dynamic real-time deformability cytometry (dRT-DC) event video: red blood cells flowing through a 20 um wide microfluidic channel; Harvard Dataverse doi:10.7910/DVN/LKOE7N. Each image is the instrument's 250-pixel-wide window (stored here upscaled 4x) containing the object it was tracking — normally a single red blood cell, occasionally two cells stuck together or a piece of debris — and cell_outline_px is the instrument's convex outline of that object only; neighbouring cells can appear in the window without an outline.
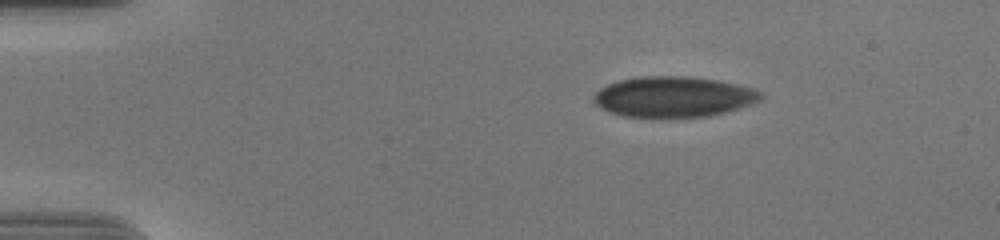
{"species": "human", "species_latin": "Homo sapiens", "temperature_condition": "cold", "stored_images_in_passage": 44, "camera_frame_rate_fps": 3000, "um_per_image_px": 0.085, "donor": {"sex": "male"}, "frame": {"image": 1, "passage_image": 1, "time_ms": 0.0, "image_size_px": [1000, 240], "cell_outline_px": [[764, 96], [760, 100], [752, 104], [724, 112], [708, 116], [624, 116], [608, 112], [600, 108], [592, 100], [592, 96], [600, 88], [608, 84], [620, 80], [640, 76], [688, 76], [720, 80], [756, 88], [764, 92]], "centroid_in_image_um": [57.28, 8.2], "position_along_channel_um": 27.7, "area_um2": 39.59}}
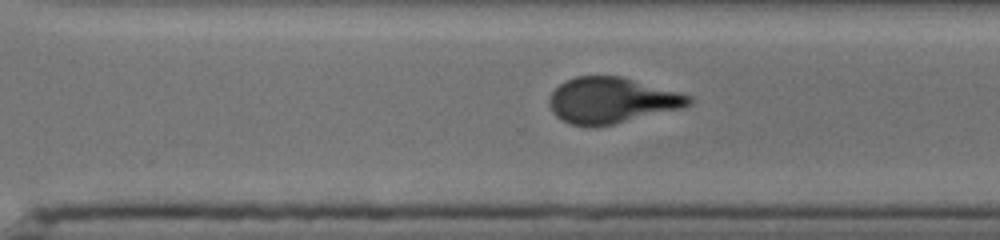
{"frame": {"image": 2, "passage_image": 31, "time_ms": 10.0, "image_size_px": [1000, 240], "cell_outline_px": [[692, 104], [680, 108], [596, 128], [588, 128], [568, 124], [560, 120], [552, 112], [548, 100], [552, 92], [564, 80], [576, 76], [620, 76], [680, 92], [692, 96]], "centroid_in_image_um": [51.94, 8.55], "position_along_channel_um": 318.7, "area_um2": 37.51}}
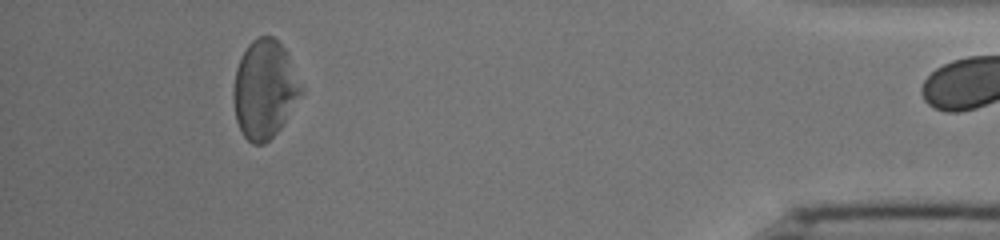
{"frame": {"image": 3, "passage_image": 43, "time_ms": 14.0, "image_size_px": [1000, 240], "cell_outline_px": [[304, 92], [280, 128], [264, 144], [252, 144], [244, 136], [236, 120], [232, 96], [232, 92], [236, 68], [248, 44], [252, 40], [260, 36], [272, 36], [284, 48], [288, 56]], "centroid_in_image_um": [22.47, 7.6], "position_along_channel_um": 412.7, "area_um2": 38.49}}